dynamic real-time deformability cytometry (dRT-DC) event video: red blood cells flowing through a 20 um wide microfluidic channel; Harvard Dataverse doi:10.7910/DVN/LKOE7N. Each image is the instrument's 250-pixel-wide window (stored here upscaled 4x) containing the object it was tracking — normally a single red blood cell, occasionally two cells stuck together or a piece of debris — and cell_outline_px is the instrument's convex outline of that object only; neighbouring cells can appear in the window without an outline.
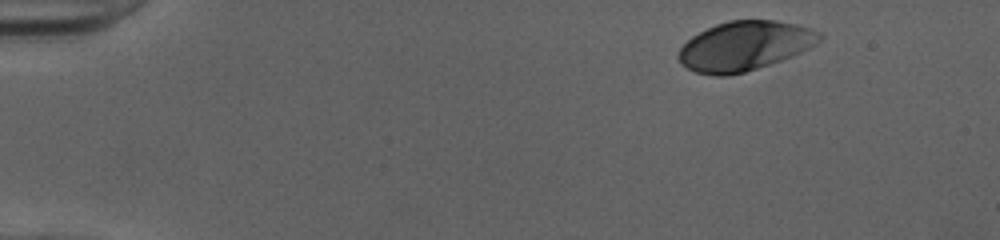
{"species": "human", "species_latin": "Homo sapiens", "temperature_condition": "cold", "stored_images_in_passage": 46, "camera_frame_rate_fps": 3000, "um_per_image_px": 0.085, "donor": {"sex": "female"}, "frame": {"image": 1, "passage_image": 1, "time_ms": 0.0, "image_size_px": [1000, 240], "cell_outline_px": [[824, 36], [816, 44], [792, 56], [744, 72], [728, 76], [712, 76], [696, 72], [680, 64], [676, 56], [680, 48], [692, 36], [716, 24], [728, 20], [776, 20], [796, 24], [812, 28], [820, 32]], "centroid_in_image_um": [63.28, 3.9], "position_along_channel_um": 21.7, "area_um2": 40.58}}
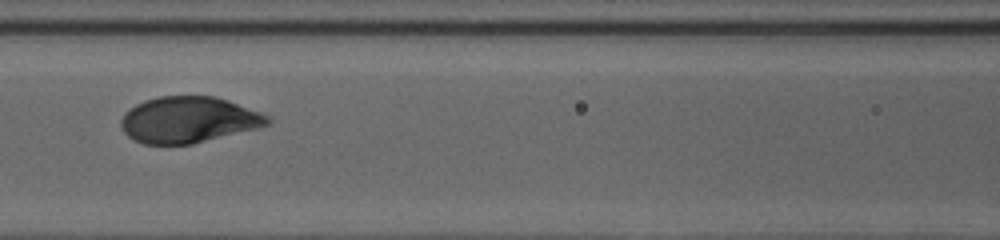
{"frame": {"image": 2, "passage_image": 19, "time_ms": 6.0, "image_size_px": [1000, 240], "cell_outline_px": [[272, 124], [260, 128], [192, 144], [144, 144], [132, 140], [124, 132], [120, 124], [120, 120], [124, 112], [136, 104], [144, 100], [160, 96], [216, 96], [228, 100], [260, 112], [268, 116], [272, 120]], "centroid_in_image_um": [16.03, 10.18], "position_along_channel_um": 150.6, "area_um2": 39.77}}
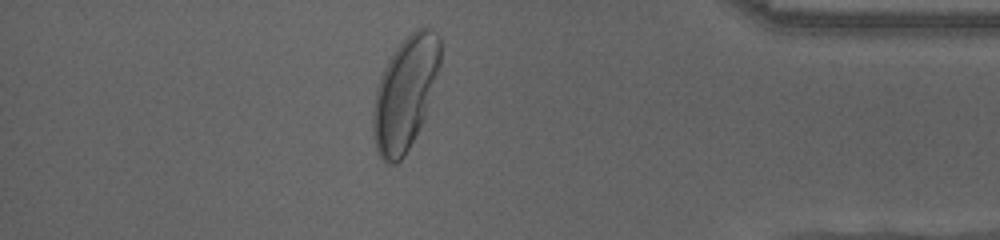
{"frame": {"image": 3, "passage_image": 40, "time_ms": 13.0, "image_size_px": [1000, 240], "cell_outline_px": [[440, 68], [424, 120], [420, 128], [404, 156], [396, 164], [388, 164], [380, 160], [376, 148], [372, 132], [372, 112], [376, 88], [380, 76], [388, 60], [396, 48], [416, 28], [428, 28], [436, 32], [440, 36]], "centroid_in_image_um": [34.43, 7.97], "position_along_channel_um": 400.8, "area_um2": 44.51}, "authors_computed_cell_mechanics": {"area_um2": 39.9976, "velocity_mm_per_s": 3.9855, "shape_relaxation_time_tau1_ms": 1.8487, "shape_relaxation_time_tau2_ms": null, "deformation_change_tau1": 0.141, "deformation_change_tau2": null}}